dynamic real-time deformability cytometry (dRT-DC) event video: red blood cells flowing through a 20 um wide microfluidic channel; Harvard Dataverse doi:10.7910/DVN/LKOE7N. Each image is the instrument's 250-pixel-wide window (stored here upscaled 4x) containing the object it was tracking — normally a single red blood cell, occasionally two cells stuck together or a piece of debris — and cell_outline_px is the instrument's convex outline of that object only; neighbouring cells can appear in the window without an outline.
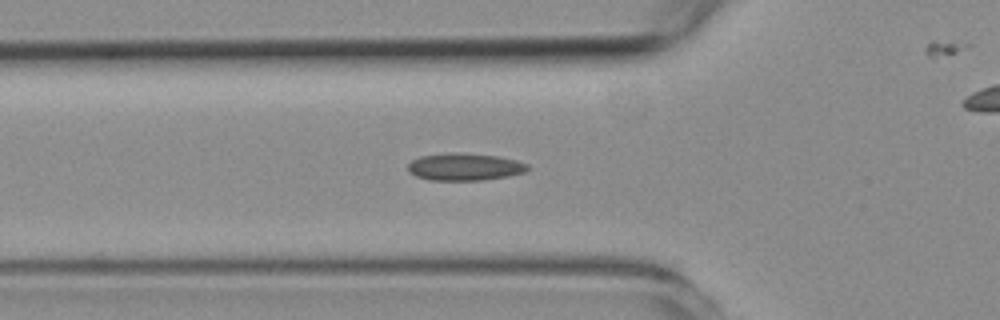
{"species": "common noctule bat (a hibernating species)", "species_latin": "Nyctalus noctula", "temperature_condition": "room temperature", "stored_images_in_passage": 30, "camera_frame_rate_fps": 3000, "um_per_image_px": 0.085, "animal": {"sex": "female", "body_mass_g": 19.3, "forearm_length_mm": 54.1}, "frame": {"image": 1, "passage_image": 2, "time_ms": 0.333, "image_size_px": [1000, 320], "cell_outline_px": [[528, 168], [524, 172], [508, 176], [484, 180], [428, 180], [416, 176], [408, 172], [408, 164], [412, 160], [420, 156], [496, 156], [516, 160], [528, 164]], "centroid_in_image_um": [39.5, 14.25], "position_along_channel_um": 86.3, "area_um2": 17.86}}
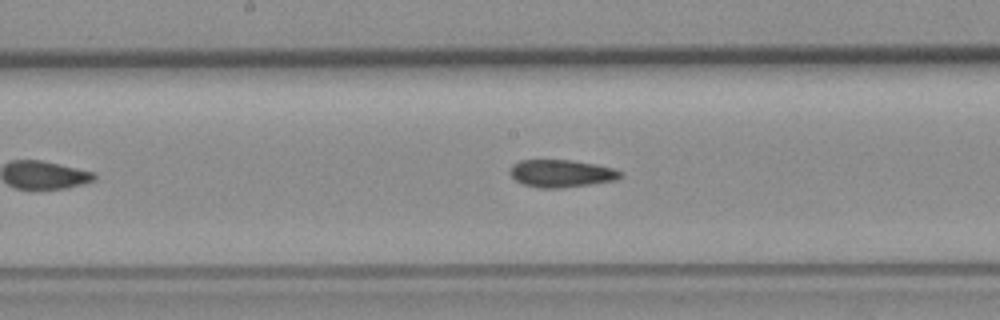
{"frame": {"image": 2, "passage_image": 11, "time_ms": 3.333, "image_size_px": [1000, 320], "cell_outline_px": [[624, 176], [616, 180], [560, 188], [540, 188], [524, 184], [516, 180], [508, 172], [512, 164], [520, 160], [568, 160], [596, 164], [612, 168], [624, 172]], "centroid_in_image_um": [47.72, 14.73], "position_along_channel_um": 200.5, "area_um2": 17.69}}
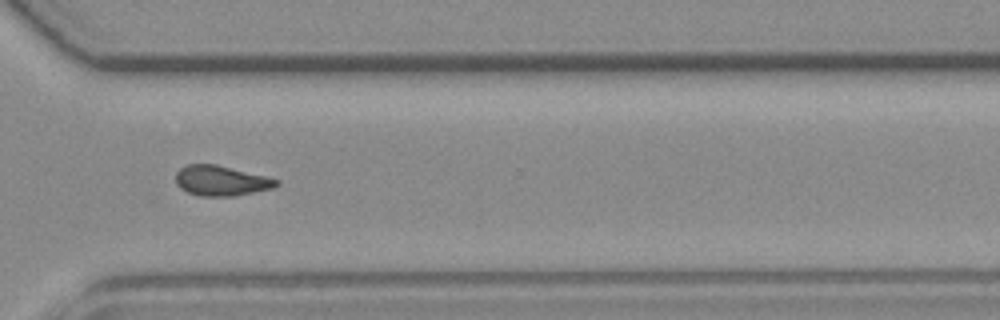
{"frame": {"image": 3, "passage_image": 23, "time_ms": 7.333, "image_size_px": [1000, 320], "cell_outline_px": [[280, 184], [272, 188], [232, 196], [200, 196], [188, 192], [180, 188], [176, 184], [176, 172], [180, 168], [188, 164], [216, 164], [268, 176], [280, 180]], "centroid_in_image_um": [18.8, 15.35], "position_along_channel_um": 351.8, "area_um2": 17.74}}